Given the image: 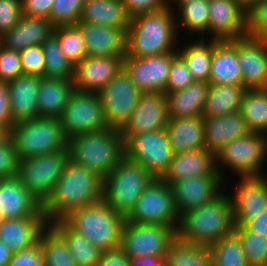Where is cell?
Wrapping results in <instances>:
<instances>
[{"label":"cell","mask_w":267,"mask_h":266,"mask_svg":"<svg viewBox=\"0 0 267 266\" xmlns=\"http://www.w3.org/2000/svg\"><path fill=\"white\" fill-rule=\"evenodd\" d=\"M5 132L0 128V137L4 134Z\"/></svg>","instance_id":"03108f58"},{"label":"cell","mask_w":267,"mask_h":266,"mask_svg":"<svg viewBox=\"0 0 267 266\" xmlns=\"http://www.w3.org/2000/svg\"><path fill=\"white\" fill-rule=\"evenodd\" d=\"M12 251L0 240V266H8L12 257Z\"/></svg>","instance_id":"94428289"},{"label":"cell","mask_w":267,"mask_h":266,"mask_svg":"<svg viewBox=\"0 0 267 266\" xmlns=\"http://www.w3.org/2000/svg\"><path fill=\"white\" fill-rule=\"evenodd\" d=\"M66 242L77 266H97L102 251L80 233L71 229L63 220L49 224Z\"/></svg>","instance_id":"8d00e7d4"},{"label":"cell","mask_w":267,"mask_h":266,"mask_svg":"<svg viewBox=\"0 0 267 266\" xmlns=\"http://www.w3.org/2000/svg\"><path fill=\"white\" fill-rule=\"evenodd\" d=\"M4 220L2 212L0 211V224L2 223V221Z\"/></svg>","instance_id":"e7e4bbea"},{"label":"cell","mask_w":267,"mask_h":266,"mask_svg":"<svg viewBox=\"0 0 267 266\" xmlns=\"http://www.w3.org/2000/svg\"><path fill=\"white\" fill-rule=\"evenodd\" d=\"M226 183L220 175L191 177L170 184L174 204L179 216L203 206L216 198L225 188Z\"/></svg>","instance_id":"ac0fdd59"},{"label":"cell","mask_w":267,"mask_h":266,"mask_svg":"<svg viewBox=\"0 0 267 266\" xmlns=\"http://www.w3.org/2000/svg\"><path fill=\"white\" fill-rule=\"evenodd\" d=\"M68 160V150L21 159L18 163L17 177L43 205L52 194L54 185L63 173Z\"/></svg>","instance_id":"9c48e42d"},{"label":"cell","mask_w":267,"mask_h":266,"mask_svg":"<svg viewBox=\"0 0 267 266\" xmlns=\"http://www.w3.org/2000/svg\"><path fill=\"white\" fill-rule=\"evenodd\" d=\"M69 159L105 178L125 156L119 130L100 131L72 136L68 139Z\"/></svg>","instance_id":"277c9868"},{"label":"cell","mask_w":267,"mask_h":266,"mask_svg":"<svg viewBox=\"0 0 267 266\" xmlns=\"http://www.w3.org/2000/svg\"><path fill=\"white\" fill-rule=\"evenodd\" d=\"M165 130L173 154L205 148L203 116L169 117Z\"/></svg>","instance_id":"f546056e"},{"label":"cell","mask_w":267,"mask_h":266,"mask_svg":"<svg viewBox=\"0 0 267 266\" xmlns=\"http://www.w3.org/2000/svg\"><path fill=\"white\" fill-rule=\"evenodd\" d=\"M232 202L225 188L212 201L180 216L177 236L186 242L210 247L234 231Z\"/></svg>","instance_id":"3957f363"},{"label":"cell","mask_w":267,"mask_h":266,"mask_svg":"<svg viewBox=\"0 0 267 266\" xmlns=\"http://www.w3.org/2000/svg\"><path fill=\"white\" fill-rule=\"evenodd\" d=\"M0 128L8 133L12 128L9 93L6 82L0 81Z\"/></svg>","instance_id":"9f6ffc18"},{"label":"cell","mask_w":267,"mask_h":266,"mask_svg":"<svg viewBox=\"0 0 267 266\" xmlns=\"http://www.w3.org/2000/svg\"><path fill=\"white\" fill-rule=\"evenodd\" d=\"M76 25L84 37L87 56L126 57L127 31L86 22Z\"/></svg>","instance_id":"603a6c76"},{"label":"cell","mask_w":267,"mask_h":266,"mask_svg":"<svg viewBox=\"0 0 267 266\" xmlns=\"http://www.w3.org/2000/svg\"><path fill=\"white\" fill-rule=\"evenodd\" d=\"M17 154L9 133L0 137V180L17 176Z\"/></svg>","instance_id":"bcb514c9"},{"label":"cell","mask_w":267,"mask_h":266,"mask_svg":"<svg viewBox=\"0 0 267 266\" xmlns=\"http://www.w3.org/2000/svg\"><path fill=\"white\" fill-rule=\"evenodd\" d=\"M265 163H267L265 133L250 132L246 136L228 142L215 154V166L224 182L229 178L228 173L230 176L236 175V178L267 175Z\"/></svg>","instance_id":"8992f818"},{"label":"cell","mask_w":267,"mask_h":266,"mask_svg":"<svg viewBox=\"0 0 267 266\" xmlns=\"http://www.w3.org/2000/svg\"><path fill=\"white\" fill-rule=\"evenodd\" d=\"M49 224L45 217H20L4 219L0 224V240L12 252L25 250L39 241Z\"/></svg>","instance_id":"f1b7e54d"},{"label":"cell","mask_w":267,"mask_h":266,"mask_svg":"<svg viewBox=\"0 0 267 266\" xmlns=\"http://www.w3.org/2000/svg\"><path fill=\"white\" fill-rule=\"evenodd\" d=\"M0 211L4 219L45 217L42 204L17 176L0 180Z\"/></svg>","instance_id":"7402d4cb"},{"label":"cell","mask_w":267,"mask_h":266,"mask_svg":"<svg viewBox=\"0 0 267 266\" xmlns=\"http://www.w3.org/2000/svg\"><path fill=\"white\" fill-rule=\"evenodd\" d=\"M39 240L45 266H77L64 239L48 225Z\"/></svg>","instance_id":"60d3db41"},{"label":"cell","mask_w":267,"mask_h":266,"mask_svg":"<svg viewBox=\"0 0 267 266\" xmlns=\"http://www.w3.org/2000/svg\"><path fill=\"white\" fill-rule=\"evenodd\" d=\"M53 33L58 37L62 53L73 65L87 56L84 37L77 25L55 27Z\"/></svg>","instance_id":"7bdbcfd3"},{"label":"cell","mask_w":267,"mask_h":266,"mask_svg":"<svg viewBox=\"0 0 267 266\" xmlns=\"http://www.w3.org/2000/svg\"><path fill=\"white\" fill-rule=\"evenodd\" d=\"M168 266H214L210 248L181 240L178 236L166 254Z\"/></svg>","instance_id":"74e56055"},{"label":"cell","mask_w":267,"mask_h":266,"mask_svg":"<svg viewBox=\"0 0 267 266\" xmlns=\"http://www.w3.org/2000/svg\"><path fill=\"white\" fill-rule=\"evenodd\" d=\"M121 2L130 18L168 7V0H121Z\"/></svg>","instance_id":"db71d44e"},{"label":"cell","mask_w":267,"mask_h":266,"mask_svg":"<svg viewBox=\"0 0 267 266\" xmlns=\"http://www.w3.org/2000/svg\"><path fill=\"white\" fill-rule=\"evenodd\" d=\"M59 120L68 139L109 128L98 92L75 90Z\"/></svg>","instance_id":"4fadbf2b"},{"label":"cell","mask_w":267,"mask_h":266,"mask_svg":"<svg viewBox=\"0 0 267 266\" xmlns=\"http://www.w3.org/2000/svg\"><path fill=\"white\" fill-rule=\"evenodd\" d=\"M125 157L141 164L154 178L161 179L173 157L165 129L132 135L125 143Z\"/></svg>","instance_id":"8fae6325"},{"label":"cell","mask_w":267,"mask_h":266,"mask_svg":"<svg viewBox=\"0 0 267 266\" xmlns=\"http://www.w3.org/2000/svg\"><path fill=\"white\" fill-rule=\"evenodd\" d=\"M62 220L101 251L121 246L125 218L115 212L104 199L73 210Z\"/></svg>","instance_id":"5b68a950"},{"label":"cell","mask_w":267,"mask_h":266,"mask_svg":"<svg viewBox=\"0 0 267 266\" xmlns=\"http://www.w3.org/2000/svg\"><path fill=\"white\" fill-rule=\"evenodd\" d=\"M239 112L250 132L267 134V89L247 90Z\"/></svg>","instance_id":"f35d334b"},{"label":"cell","mask_w":267,"mask_h":266,"mask_svg":"<svg viewBox=\"0 0 267 266\" xmlns=\"http://www.w3.org/2000/svg\"><path fill=\"white\" fill-rule=\"evenodd\" d=\"M203 121L204 145L214 155L228 142L250 133L239 111L220 117H203Z\"/></svg>","instance_id":"83f0119b"},{"label":"cell","mask_w":267,"mask_h":266,"mask_svg":"<svg viewBox=\"0 0 267 266\" xmlns=\"http://www.w3.org/2000/svg\"><path fill=\"white\" fill-rule=\"evenodd\" d=\"M177 52L150 57L124 58L123 68L142 93H166L172 59Z\"/></svg>","instance_id":"9a60e30c"},{"label":"cell","mask_w":267,"mask_h":266,"mask_svg":"<svg viewBox=\"0 0 267 266\" xmlns=\"http://www.w3.org/2000/svg\"><path fill=\"white\" fill-rule=\"evenodd\" d=\"M102 199L103 178L69 159L42 211L50 224Z\"/></svg>","instance_id":"6da1fadb"},{"label":"cell","mask_w":267,"mask_h":266,"mask_svg":"<svg viewBox=\"0 0 267 266\" xmlns=\"http://www.w3.org/2000/svg\"><path fill=\"white\" fill-rule=\"evenodd\" d=\"M75 90L73 80L40 78L37 95L39 117L59 119Z\"/></svg>","instance_id":"4dcf8cb0"},{"label":"cell","mask_w":267,"mask_h":266,"mask_svg":"<svg viewBox=\"0 0 267 266\" xmlns=\"http://www.w3.org/2000/svg\"><path fill=\"white\" fill-rule=\"evenodd\" d=\"M124 59L114 56H86L74 68L75 89L99 92L123 68Z\"/></svg>","instance_id":"ffe728a7"},{"label":"cell","mask_w":267,"mask_h":266,"mask_svg":"<svg viewBox=\"0 0 267 266\" xmlns=\"http://www.w3.org/2000/svg\"><path fill=\"white\" fill-rule=\"evenodd\" d=\"M175 12L168 6L160 11L134 16L126 37V57H150L177 52L180 41Z\"/></svg>","instance_id":"7a4b0ae2"},{"label":"cell","mask_w":267,"mask_h":266,"mask_svg":"<svg viewBox=\"0 0 267 266\" xmlns=\"http://www.w3.org/2000/svg\"><path fill=\"white\" fill-rule=\"evenodd\" d=\"M23 74L44 77L45 57L42 45L28 46L19 52Z\"/></svg>","instance_id":"681fc988"},{"label":"cell","mask_w":267,"mask_h":266,"mask_svg":"<svg viewBox=\"0 0 267 266\" xmlns=\"http://www.w3.org/2000/svg\"><path fill=\"white\" fill-rule=\"evenodd\" d=\"M54 0H21L24 16H36L49 19Z\"/></svg>","instance_id":"11a10c76"},{"label":"cell","mask_w":267,"mask_h":266,"mask_svg":"<svg viewBox=\"0 0 267 266\" xmlns=\"http://www.w3.org/2000/svg\"><path fill=\"white\" fill-rule=\"evenodd\" d=\"M154 179L141 164L124 156L103 179V199L126 219L140 195Z\"/></svg>","instance_id":"52a82bcc"},{"label":"cell","mask_w":267,"mask_h":266,"mask_svg":"<svg viewBox=\"0 0 267 266\" xmlns=\"http://www.w3.org/2000/svg\"><path fill=\"white\" fill-rule=\"evenodd\" d=\"M130 266H168L166 256L129 257Z\"/></svg>","instance_id":"680465c9"},{"label":"cell","mask_w":267,"mask_h":266,"mask_svg":"<svg viewBox=\"0 0 267 266\" xmlns=\"http://www.w3.org/2000/svg\"><path fill=\"white\" fill-rule=\"evenodd\" d=\"M46 79H74L75 65L62 53L58 37L52 35L42 44Z\"/></svg>","instance_id":"ab89813d"},{"label":"cell","mask_w":267,"mask_h":266,"mask_svg":"<svg viewBox=\"0 0 267 266\" xmlns=\"http://www.w3.org/2000/svg\"><path fill=\"white\" fill-rule=\"evenodd\" d=\"M209 84L243 85L242 70L238 58V39L214 40Z\"/></svg>","instance_id":"4316f807"},{"label":"cell","mask_w":267,"mask_h":266,"mask_svg":"<svg viewBox=\"0 0 267 266\" xmlns=\"http://www.w3.org/2000/svg\"><path fill=\"white\" fill-rule=\"evenodd\" d=\"M245 227L248 230L256 233V235L267 237V208L257 215L256 218L249 221Z\"/></svg>","instance_id":"91938a15"},{"label":"cell","mask_w":267,"mask_h":266,"mask_svg":"<svg viewBox=\"0 0 267 266\" xmlns=\"http://www.w3.org/2000/svg\"><path fill=\"white\" fill-rule=\"evenodd\" d=\"M238 58L243 86L247 90L267 89V40L238 38Z\"/></svg>","instance_id":"44dd1931"},{"label":"cell","mask_w":267,"mask_h":266,"mask_svg":"<svg viewBox=\"0 0 267 266\" xmlns=\"http://www.w3.org/2000/svg\"><path fill=\"white\" fill-rule=\"evenodd\" d=\"M168 104L165 93H143L130 119L119 130L125 143L132 135L166 129Z\"/></svg>","instance_id":"2e32d148"},{"label":"cell","mask_w":267,"mask_h":266,"mask_svg":"<svg viewBox=\"0 0 267 266\" xmlns=\"http://www.w3.org/2000/svg\"><path fill=\"white\" fill-rule=\"evenodd\" d=\"M208 35L219 41L246 36L247 11L237 0H209Z\"/></svg>","instance_id":"d6986e66"},{"label":"cell","mask_w":267,"mask_h":266,"mask_svg":"<svg viewBox=\"0 0 267 266\" xmlns=\"http://www.w3.org/2000/svg\"><path fill=\"white\" fill-rule=\"evenodd\" d=\"M242 7L248 11L250 8H252L256 3L262 0H237Z\"/></svg>","instance_id":"be15d7a7"},{"label":"cell","mask_w":267,"mask_h":266,"mask_svg":"<svg viewBox=\"0 0 267 266\" xmlns=\"http://www.w3.org/2000/svg\"><path fill=\"white\" fill-rule=\"evenodd\" d=\"M246 91L243 85L210 84L202 116L220 117L238 112Z\"/></svg>","instance_id":"e575fe53"},{"label":"cell","mask_w":267,"mask_h":266,"mask_svg":"<svg viewBox=\"0 0 267 266\" xmlns=\"http://www.w3.org/2000/svg\"><path fill=\"white\" fill-rule=\"evenodd\" d=\"M97 266H130L129 256L119 247L117 249L102 251Z\"/></svg>","instance_id":"6f0895ef"},{"label":"cell","mask_w":267,"mask_h":266,"mask_svg":"<svg viewBox=\"0 0 267 266\" xmlns=\"http://www.w3.org/2000/svg\"><path fill=\"white\" fill-rule=\"evenodd\" d=\"M130 20L121 0H85L79 22L127 31Z\"/></svg>","instance_id":"1f68e13d"},{"label":"cell","mask_w":267,"mask_h":266,"mask_svg":"<svg viewBox=\"0 0 267 266\" xmlns=\"http://www.w3.org/2000/svg\"><path fill=\"white\" fill-rule=\"evenodd\" d=\"M8 133L18 160L68 150V138L58 118L38 117L16 123Z\"/></svg>","instance_id":"ba28073f"},{"label":"cell","mask_w":267,"mask_h":266,"mask_svg":"<svg viewBox=\"0 0 267 266\" xmlns=\"http://www.w3.org/2000/svg\"><path fill=\"white\" fill-rule=\"evenodd\" d=\"M191 0H168V6L175 12L182 4Z\"/></svg>","instance_id":"6125c7cd"},{"label":"cell","mask_w":267,"mask_h":266,"mask_svg":"<svg viewBox=\"0 0 267 266\" xmlns=\"http://www.w3.org/2000/svg\"><path fill=\"white\" fill-rule=\"evenodd\" d=\"M175 16L179 37L184 30L183 36H185V32H188V34L199 35L198 37L206 39L209 22V0H191L184 3L175 11Z\"/></svg>","instance_id":"d590c367"},{"label":"cell","mask_w":267,"mask_h":266,"mask_svg":"<svg viewBox=\"0 0 267 266\" xmlns=\"http://www.w3.org/2000/svg\"><path fill=\"white\" fill-rule=\"evenodd\" d=\"M176 237L174 226L138 224L125 219L120 247L129 257L166 256Z\"/></svg>","instance_id":"7c38bea8"},{"label":"cell","mask_w":267,"mask_h":266,"mask_svg":"<svg viewBox=\"0 0 267 266\" xmlns=\"http://www.w3.org/2000/svg\"><path fill=\"white\" fill-rule=\"evenodd\" d=\"M247 36L267 40V0L259 1L247 11Z\"/></svg>","instance_id":"7dc6e473"},{"label":"cell","mask_w":267,"mask_h":266,"mask_svg":"<svg viewBox=\"0 0 267 266\" xmlns=\"http://www.w3.org/2000/svg\"><path fill=\"white\" fill-rule=\"evenodd\" d=\"M22 16L21 0H0V37L12 29Z\"/></svg>","instance_id":"816d5d0a"},{"label":"cell","mask_w":267,"mask_h":266,"mask_svg":"<svg viewBox=\"0 0 267 266\" xmlns=\"http://www.w3.org/2000/svg\"><path fill=\"white\" fill-rule=\"evenodd\" d=\"M126 220L138 224L178 228L180 216L174 204L170 185L162 179L155 178L140 195Z\"/></svg>","instance_id":"30bf717a"},{"label":"cell","mask_w":267,"mask_h":266,"mask_svg":"<svg viewBox=\"0 0 267 266\" xmlns=\"http://www.w3.org/2000/svg\"><path fill=\"white\" fill-rule=\"evenodd\" d=\"M233 193L228 195L232 202L235 226H245L267 208V175L239 177Z\"/></svg>","instance_id":"e0dca14e"},{"label":"cell","mask_w":267,"mask_h":266,"mask_svg":"<svg viewBox=\"0 0 267 266\" xmlns=\"http://www.w3.org/2000/svg\"><path fill=\"white\" fill-rule=\"evenodd\" d=\"M220 175L215 166V155L206 148L173 154L168 171L161 178L167 184L191 177Z\"/></svg>","instance_id":"d4e9b609"},{"label":"cell","mask_w":267,"mask_h":266,"mask_svg":"<svg viewBox=\"0 0 267 266\" xmlns=\"http://www.w3.org/2000/svg\"><path fill=\"white\" fill-rule=\"evenodd\" d=\"M209 86V82L194 81L185 89L165 93L169 117L202 116Z\"/></svg>","instance_id":"d6a6232c"},{"label":"cell","mask_w":267,"mask_h":266,"mask_svg":"<svg viewBox=\"0 0 267 266\" xmlns=\"http://www.w3.org/2000/svg\"><path fill=\"white\" fill-rule=\"evenodd\" d=\"M53 30L49 19L23 15L12 29L0 37V45L20 52L28 46L42 45L52 35Z\"/></svg>","instance_id":"484cf974"},{"label":"cell","mask_w":267,"mask_h":266,"mask_svg":"<svg viewBox=\"0 0 267 266\" xmlns=\"http://www.w3.org/2000/svg\"><path fill=\"white\" fill-rule=\"evenodd\" d=\"M192 38V40H191ZM188 42L180 38L177 53L184 59L195 81H209L214 40L191 37ZM184 42H182V41ZM194 40V41H193ZM183 43V44H182Z\"/></svg>","instance_id":"836d02e7"},{"label":"cell","mask_w":267,"mask_h":266,"mask_svg":"<svg viewBox=\"0 0 267 266\" xmlns=\"http://www.w3.org/2000/svg\"><path fill=\"white\" fill-rule=\"evenodd\" d=\"M85 0H54L49 20L53 27L76 25Z\"/></svg>","instance_id":"f6af8a7d"},{"label":"cell","mask_w":267,"mask_h":266,"mask_svg":"<svg viewBox=\"0 0 267 266\" xmlns=\"http://www.w3.org/2000/svg\"><path fill=\"white\" fill-rule=\"evenodd\" d=\"M249 266H267V237L256 235L245 226H235Z\"/></svg>","instance_id":"ee69618b"},{"label":"cell","mask_w":267,"mask_h":266,"mask_svg":"<svg viewBox=\"0 0 267 266\" xmlns=\"http://www.w3.org/2000/svg\"><path fill=\"white\" fill-rule=\"evenodd\" d=\"M8 266H45L40 240L30 248L13 252Z\"/></svg>","instance_id":"f5cc1de1"},{"label":"cell","mask_w":267,"mask_h":266,"mask_svg":"<svg viewBox=\"0 0 267 266\" xmlns=\"http://www.w3.org/2000/svg\"><path fill=\"white\" fill-rule=\"evenodd\" d=\"M23 75L20 54L0 45V81L8 82Z\"/></svg>","instance_id":"f907efd6"},{"label":"cell","mask_w":267,"mask_h":266,"mask_svg":"<svg viewBox=\"0 0 267 266\" xmlns=\"http://www.w3.org/2000/svg\"><path fill=\"white\" fill-rule=\"evenodd\" d=\"M194 81L186 62L177 54L171 62L169 77L166 84V93L185 89Z\"/></svg>","instance_id":"c3c4849f"},{"label":"cell","mask_w":267,"mask_h":266,"mask_svg":"<svg viewBox=\"0 0 267 266\" xmlns=\"http://www.w3.org/2000/svg\"><path fill=\"white\" fill-rule=\"evenodd\" d=\"M39 76L23 74L7 82L12 125L38 118Z\"/></svg>","instance_id":"cb8c5ba5"},{"label":"cell","mask_w":267,"mask_h":266,"mask_svg":"<svg viewBox=\"0 0 267 266\" xmlns=\"http://www.w3.org/2000/svg\"><path fill=\"white\" fill-rule=\"evenodd\" d=\"M143 93L132 82L127 71L122 70L98 92L104 117L109 128L120 130L130 119Z\"/></svg>","instance_id":"5bb4252c"},{"label":"cell","mask_w":267,"mask_h":266,"mask_svg":"<svg viewBox=\"0 0 267 266\" xmlns=\"http://www.w3.org/2000/svg\"><path fill=\"white\" fill-rule=\"evenodd\" d=\"M214 266H249L238 235L233 231L210 247Z\"/></svg>","instance_id":"b9f144b4"}]
</instances>
